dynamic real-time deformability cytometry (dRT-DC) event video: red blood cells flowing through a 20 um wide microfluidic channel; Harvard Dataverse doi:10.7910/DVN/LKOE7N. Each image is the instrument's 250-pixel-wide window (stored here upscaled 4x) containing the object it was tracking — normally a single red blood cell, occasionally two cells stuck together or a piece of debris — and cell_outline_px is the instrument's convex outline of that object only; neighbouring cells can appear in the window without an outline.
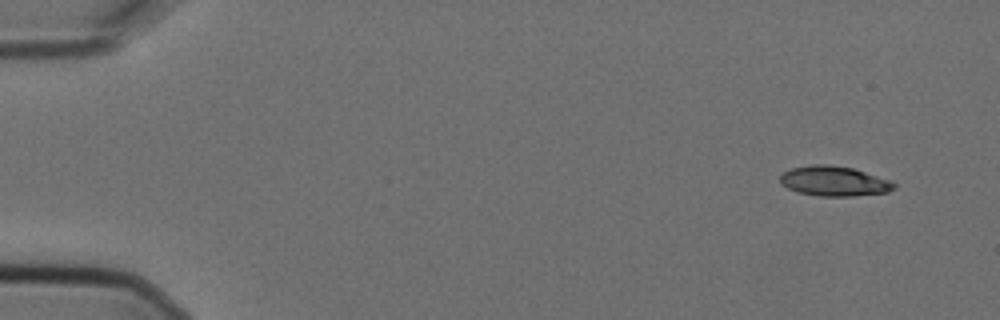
{"species": "Egyptian fruit bat (a non-hibernating species)", "species_latin": "Rousettus aegyptiacus", "temperature_condition": "cold", "stored_images_in_passage": 5, "camera_frame_rate_fps": 3000, "um_per_image_px": 0.085, "animal": {"sex": "female"}, "frame": {"image": 1, "passage_image": 1, "time_ms": 0.0, "image_size_px": [1000, 320], "cell_outline_px": [[896, 188], [888, 192], [852, 196], [820, 196], [796, 192], [780, 184], [780, 176], [784, 172], [792, 168], [812, 164], [832, 164], [852, 168], [892, 180], [896, 184]], "centroid_in_image_um": [70.91, 15.39], "position_along_channel_um": 14.1, "area_um2": 20.06}}
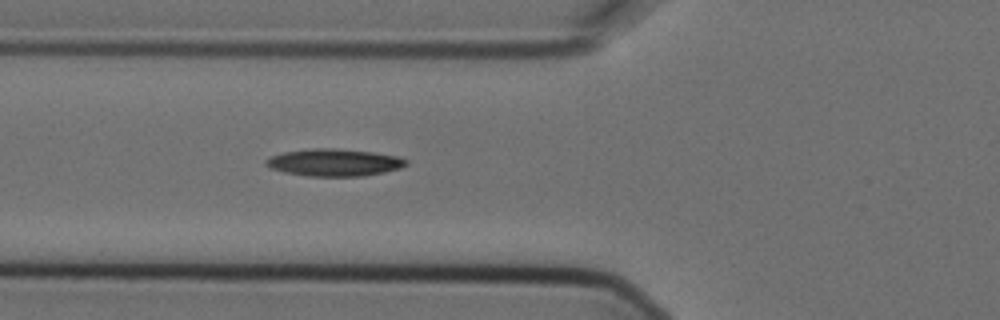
{"frame": {"image": 2, "passage_image": 5, "time_ms": 1.333, "image_size_px": [1000, 320], "cell_outline_px": [[408, 164], [400, 168], [384, 172], [364, 176], [308, 176], [284, 172], [268, 168], [264, 164], [264, 160], [268, 156], [284, 152], [312, 148], [336, 148], [372, 152], [400, 156], [408, 160]], "centroid_in_image_um": [28.38, 13.81], "position_along_channel_um": 97.4, "area_um2": 22.54}}